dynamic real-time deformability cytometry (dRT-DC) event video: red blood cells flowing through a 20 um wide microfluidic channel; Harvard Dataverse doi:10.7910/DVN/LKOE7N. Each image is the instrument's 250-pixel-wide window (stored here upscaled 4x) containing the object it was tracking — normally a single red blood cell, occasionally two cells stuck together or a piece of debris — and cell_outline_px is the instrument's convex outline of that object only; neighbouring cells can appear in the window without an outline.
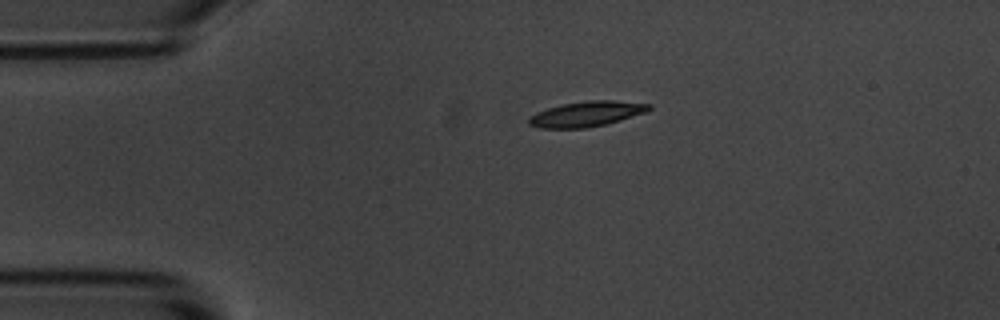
{"species": "common noctule bat (a hibernating species)", "species_latin": "Nyctalus noctula", "temperature_condition": "room temperature", "stored_images_in_passage": 2, "camera_frame_rate_fps": 3000, "um_per_image_px": 0.085, "animal": {"sex": "male", "body_mass_g": 20.1, "forearm_length_mm": 53.5}, "frame": {"image": 1, "passage_image": 1, "time_ms": 0.0, "image_size_px": [1000, 320], "cell_outline_px": [[652, 108], [644, 112], [620, 120], [604, 124], [584, 128], [540, 128], [528, 124], [528, 116], [536, 112], [548, 108], [564, 104], [588, 100], [612, 100], [652, 104]], "centroid_in_image_um": [49.82, 9.68], "position_along_channel_um": 35.2, "area_um2": 17.51}}